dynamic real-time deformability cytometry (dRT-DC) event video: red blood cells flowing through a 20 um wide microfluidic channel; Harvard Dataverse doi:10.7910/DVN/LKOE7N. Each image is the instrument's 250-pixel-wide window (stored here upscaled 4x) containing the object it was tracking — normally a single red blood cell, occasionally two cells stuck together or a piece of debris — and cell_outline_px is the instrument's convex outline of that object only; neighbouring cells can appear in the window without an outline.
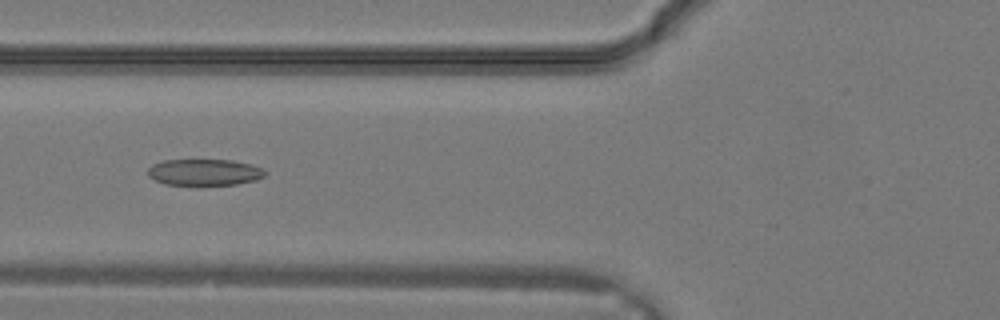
{"species": "common noctule bat (a hibernating species)", "species_latin": "Nyctalus noctula", "temperature_condition": "warm", "stored_images_in_passage": 29, "camera_frame_rate_fps": 3000, "um_per_image_px": 0.085, "animal": {"sex": "male", "body_mass_g": 19.2, "forearm_length_mm": 51.8}, "frame": {"image": 1, "passage_image": 13, "time_ms": 4.0, "image_size_px": [1000, 320], "cell_outline_px": [[268, 172], [264, 176], [256, 180], [236, 184], [200, 188], [196, 188], [164, 184], [148, 176], [148, 168], [152, 164], [164, 160], [232, 160], [252, 164], [264, 168]], "centroid_in_image_um": [17.39, 14.69], "position_along_channel_um": 108.4, "area_um2": 19.07}}
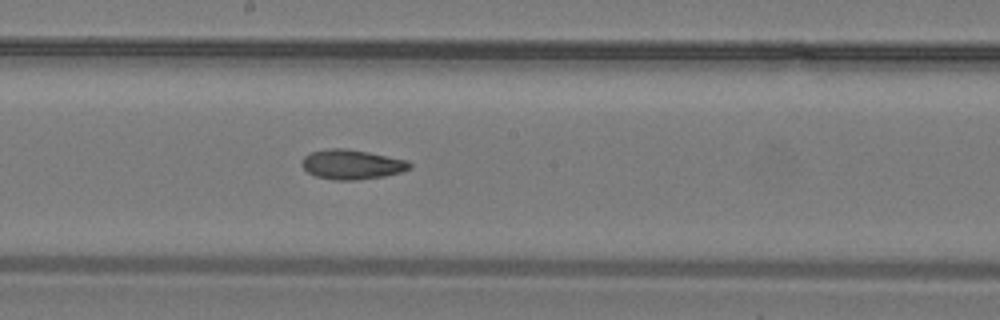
{"frame": {"image": 2, "passage_image": 18, "time_ms": 5.667, "image_size_px": [1000, 320], "cell_outline_px": [[412, 168], [400, 172], [384, 176], [356, 180], [332, 180], [316, 176], [308, 172], [300, 164], [300, 160], [304, 156], [312, 152], [328, 148], [348, 148], [408, 160], [412, 164]], "centroid_in_image_um": [29.89, 13.97], "position_along_channel_um": 218.3, "area_um2": 18.79}}
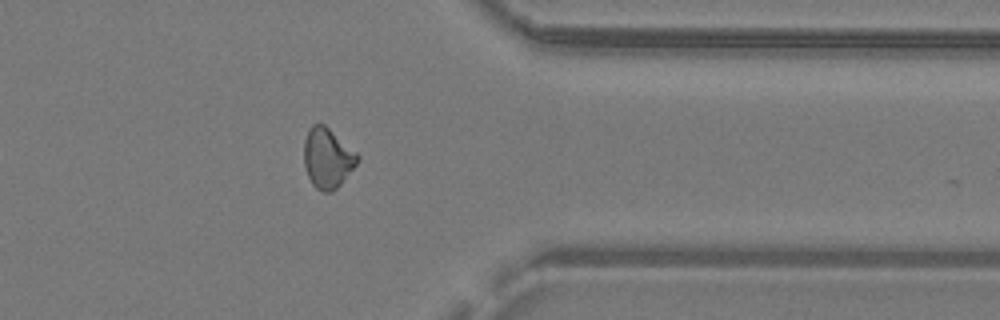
{"frame": {"image": 3, "passage_image": 26, "time_ms": 8.333, "image_size_px": [1000, 320], "cell_outline_px": [[360, 160], [340, 184], [332, 192], [324, 192], [316, 188], [312, 184], [308, 176], [304, 164], [304, 140], [308, 128], [312, 124], [324, 124], [356, 152], [360, 156]], "centroid_in_image_um": [27.82, 13.43], "position_along_channel_um": 383.6, "area_um2": 18.67}}